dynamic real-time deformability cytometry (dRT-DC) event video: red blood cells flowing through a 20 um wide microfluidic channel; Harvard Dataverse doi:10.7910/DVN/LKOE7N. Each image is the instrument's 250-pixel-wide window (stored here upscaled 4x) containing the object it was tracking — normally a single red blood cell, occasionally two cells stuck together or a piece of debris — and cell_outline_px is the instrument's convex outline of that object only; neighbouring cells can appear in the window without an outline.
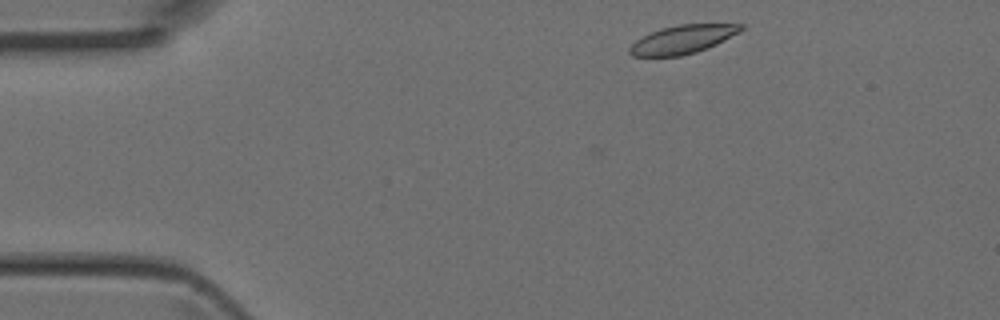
{"species": "Egyptian fruit bat (a non-hibernating species)", "species_latin": "Rousettus aegyptiacus", "temperature_condition": "room temperature", "stored_images_in_passage": 2, "camera_frame_rate_fps": 3000, "um_per_image_px": 0.085, "animal": {"sex": "female"}, "frame": {"image": 1, "passage_image": 1, "time_ms": 0.0, "image_size_px": [1000, 320], "cell_outline_px": [[744, 28], [740, 32], [708, 48], [696, 52], [680, 56], [632, 56], [628, 52], [628, 48], [636, 40], [660, 28], [680, 24], [744, 24]], "centroid_in_image_um": [58.03, 3.35], "position_along_channel_um": 27.0, "area_um2": 18.38}}